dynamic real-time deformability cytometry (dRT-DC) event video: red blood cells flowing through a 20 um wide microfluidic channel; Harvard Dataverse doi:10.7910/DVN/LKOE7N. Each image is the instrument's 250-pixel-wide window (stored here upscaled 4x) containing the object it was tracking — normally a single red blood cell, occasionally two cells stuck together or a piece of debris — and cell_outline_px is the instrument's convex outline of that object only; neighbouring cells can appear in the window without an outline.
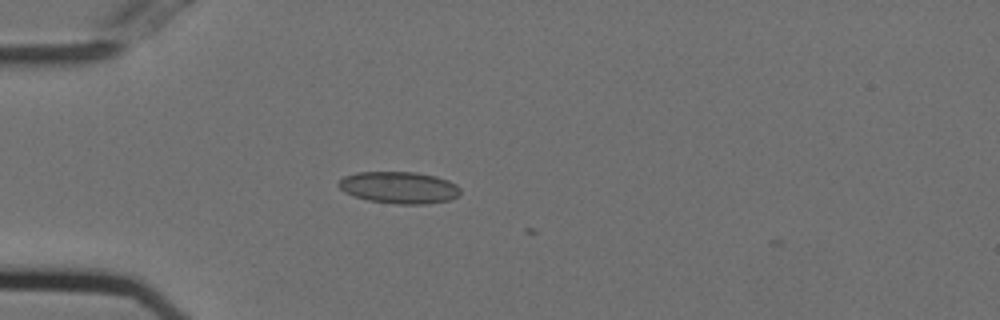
{"species": "Egyptian fruit bat (a non-hibernating species)", "species_latin": "Rousettus aegyptiacus", "temperature_condition": "cold", "stored_images_in_passage": 4, "camera_frame_rate_fps": 3000, "um_per_image_px": 0.085, "animal": {"sex": "female"}, "frame": {"image": 1, "passage_image": 2, "time_ms": 0.333, "image_size_px": [1000, 320], "cell_outline_px": [[460, 196], [448, 200], [424, 204], [396, 204], [368, 200], [344, 192], [336, 184], [344, 176], [356, 172], [416, 172], [436, 176], [448, 180], [456, 184], [460, 188]], "centroid_in_image_um": [33.93, 15.93], "position_along_channel_um": 51.1, "area_um2": 22.66}}